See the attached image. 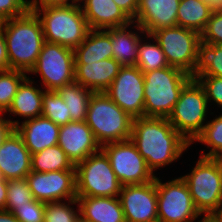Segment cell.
<instances>
[{
    "label": "cell",
    "instance_id": "9a60e30c",
    "mask_svg": "<svg viewBox=\"0 0 222 222\" xmlns=\"http://www.w3.org/2000/svg\"><path fill=\"white\" fill-rule=\"evenodd\" d=\"M119 199L126 222H158L156 179L122 186Z\"/></svg>",
    "mask_w": 222,
    "mask_h": 222
},
{
    "label": "cell",
    "instance_id": "ab89813d",
    "mask_svg": "<svg viewBox=\"0 0 222 222\" xmlns=\"http://www.w3.org/2000/svg\"><path fill=\"white\" fill-rule=\"evenodd\" d=\"M124 13L133 20L136 17L138 9V0H113Z\"/></svg>",
    "mask_w": 222,
    "mask_h": 222
},
{
    "label": "cell",
    "instance_id": "2e32d148",
    "mask_svg": "<svg viewBox=\"0 0 222 222\" xmlns=\"http://www.w3.org/2000/svg\"><path fill=\"white\" fill-rule=\"evenodd\" d=\"M58 145L74 166L101 150V145L85 121H71L60 126Z\"/></svg>",
    "mask_w": 222,
    "mask_h": 222
},
{
    "label": "cell",
    "instance_id": "681fc988",
    "mask_svg": "<svg viewBox=\"0 0 222 222\" xmlns=\"http://www.w3.org/2000/svg\"><path fill=\"white\" fill-rule=\"evenodd\" d=\"M215 159L218 161V163L221 167V170H222V154L218 155Z\"/></svg>",
    "mask_w": 222,
    "mask_h": 222
},
{
    "label": "cell",
    "instance_id": "277c9868",
    "mask_svg": "<svg viewBox=\"0 0 222 222\" xmlns=\"http://www.w3.org/2000/svg\"><path fill=\"white\" fill-rule=\"evenodd\" d=\"M144 117L168 118L183 87L192 79L185 71L167 66L144 72Z\"/></svg>",
    "mask_w": 222,
    "mask_h": 222
},
{
    "label": "cell",
    "instance_id": "7bdbcfd3",
    "mask_svg": "<svg viewBox=\"0 0 222 222\" xmlns=\"http://www.w3.org/2000/svg\"><path fill=\"white\" fill-rule=\"evenodd\" d=\"M9 60L7 56L6 41L0 24V71L9 70Z\"/></svg>",
    "mask_w": 222,
    "mask_h": 222
},
{
    "label": "cell",
    "instance_id": "5bb4252c",
    "mask_svg": "<svg viewBox=\"0 0 222 222\" xmlns=\"http://www.w3.org/2000/svg\"><path fill=\"white\" fill-rule=\"evenodd\" d=\"M26 180L35 200L48 203L77 198L75 170L31 171Z\"/></svg>",
    "mask_w": 222,
    "mask_h": 222
},
{
    "label": "cell",
    "instance_id": "8fae6325",
    "mask_svg": "<svg viewBox=\"0 0 222 222\" xmlns=\"http://www.w3.org/2000/svg\"><path fill=\"white\" fill-rule=\"evenodd\" d=\"M159 43L169 66L191 74L196 64L201 36L198 32L180 27L161 28L151 34Z\"/></svg>",
    "mask_w": 222,
    "mask_h": 222
},
{
    "label": "cell",
    "instance_id": "d6986e66",
    "mask_svg": "<svg viewBox=\"0 0 222 222\" xmlns=\"http://www.w3.org/2000/svg\"><path fill=\"white\" fill-rule=\"evenodd\" d=\"M31 154L58 144L60 126L43 116L18 121L8 119Z\"/></svg>",
    "mask_w": 222,
    "mask_h": 222
},
{
    "label": "cell",
    "instance_id": "4fadbf2b",
    "mask_svg": "<svg viewBox=\"0 0 222 222\" xmlns=\"http://www.w3.org/2000/svg\"><path fill=\"white\" fill-rule=\"evenodd\" d=\"M104 92L133 119L144 117V77L136 65L121 66Z\"/></svg>",
    "mask_w": 222,
    "mask_h": 222
},
{
    "label": "cell",
    "instance_id": "e575fe53",
    "mask_svg": "<svg viewBox=\"0 0 222 222\" xmlns=\"http://www.w3.org/2000/svg\"><path fill=\"white\" fill-rule=\"evenodd\" d=\"M34 200L26 178L7 181L6 211H11L15 206L28 205Z\"/></svg>",
    "mask_w": 222,
    "mask_h": 222
},
{
    "label": "cell",
    "instance_id": "603a6c76",
    "mask_svg": "<svg viewBox=\"0 0 222 222\" xmlns=\"http://www.w3.org/2000/svg\"><path fill=\"white\" fill-rule=\"evenodd\" d=\"M83 222H126L119 197H77Z\"/></svg>",
    "mask_w": 222,
    "mask_h": 222
},
{
    "label": "cell",
    "instance_id": "3957f363",
    "mask_svg": "<svg viewBox=\"0 0 222 222\" xmlns=\"http://www.w3.org/2000/svg\"><path fill=\"white\" fill-rule=\"evenodd\" d=\"M33 11L40 19L45 41L50 43L74 50L91 30L79 3L44 6Z\"/></svg>",
    "mask_w": 222,
    "mask_h": 222
},
{
    "label": "cell",
    "instance_id": "ee69618b",
    "mask_svg": "<svg viewBox=\"0 0 222 222\" xmlns=\"http://www.w3.org/2000/svg\"><path fill=\"white\" fill-rule=\"evenodd\" d=\"M7 198V180L0 177V210H5Z\"/></svg>",
    "mask_w": 222,
    "mask_h": 222
},
{
    "label": "cell",
    "instance_id": "f35d334b",
    "mask_svg": "<svg viewBox=\"0 0 222 222\" xmlns=\"http://www.w3.org/2000/svg\"><path fill=\"white\" fill-rule=\"evenodd\" d=\"M31 11V0H0V22Z\"/></svg>",
    "mask_w": 222,
    "mask_h": 222
},
{
    "label": "cell",
    "instance_id": "60d3db41",
    "mask_svg": "<svg viewBox=\"0 0 222 222\" xmlns=\"http://www.w3.org/2000/svg\"><path fill=\"white\" fill-rule=\"evenodd\" d=\"M4 113H0V147L3 145L4 141L8 136L15 130L13 124L6 119Z\"/></svg>",
    "mask_w": 222,
    "mask_h": 222
},
{
    "label": "cell",
    "instance_id": "7a4b0ae2",
    "mask_svg": "<svg viewBox=\"0 0 222 222\" xmlns=\"http://www.w3.org/2000/svg\"><path fill=\"white\" fill-rule=\"evenodd\" d=\"M10 69L29 73L45 42L40 19L34 11L1 21Z\"/></svg>",
    "mask_w": 222,
    "mask_h": 222
},
{
    "label": "cell",
    "instance_id": "9c48e42d",
    "mask_svg": "<svg viewBox=\"0 0 222 222\" xmlns=\"http://www.w3.org/2000/svg\"><path fill=\"white\" fill-rule=\"evenodd\" d=\"M74 51L57 43L45 41L39 57L30 70L40 75L45 91H57L59 88L75 82Z\"/></svg>",
    "mask_w": 222,
    "mask_h": 222
},
{
    "label": "cell",
    "instance_id": "6da1fadb",
    "mask_svg": "<svg viewBox=\"0 0 222 222\" xmlns=\"http://www.w3.org/2000/svg\"><path fill=\"white\" fill-rule=\"evenodd\" d=\"M130 140L153 172L176 162L191 144L172 126L168 118L140 117L132 121Z\"/></svg>",
    "mask_w": 222,
    "mask_h": 222
},
{
    "label": "cell",
    "instance_id": "30bf717a",
    "mask_svg": "<svg viewBox=\"0 0 222 222\" xmlns=\"http://www.w3.org/2000/svg\"><path fill=\"white\" fill-rule=\"evenodd\" d=\"M155 179L158 222H196L202 217L196 210L188 186L181 176L165 183L160 177L155 176Z\"/></svg>",
    "mask_w": 222,
    "mask_h": 222
},
{
    "label": "cell",
    "instance_id": "e0dca14e",
    "mask_svg": "<svg viewBox=\"0 0 222 222\" xmlns=\"http://www.w3.org/2000/svg\"><path fill=\"white\" fill-rule=\"evenodd\" d=\"M180 0H138L137 23L146 34L161 28L177 26V12Z\"/></svg>",
    "mask_w": 222,
    "mask_h": 222
},
{
    "label": "cell",
    "instance_id": "7dc6e473",
    "mask_svg": "<svg viewBox=\"0 0 222 222\" xmlns=\"http://www.w3.org/2000/svg\"><path fill=\"white\" fill-rule=\"evenodd\" d=\"M213 5L215 8H222V0H205Z\"/></svg>",
    "mask_w": 222,
    "mask_h": 222
},
{
    "label": "cell",
    "instance_id": "d4e9b609",
    "mask_svg": "<svg viewBox=\"0 0 222 222\" xmlns=\"http://www.w3.org/2000/svg\"><path fill=\"white\" fill-rule=\"evenodd\" d=\"M73 51L74 62H97L113 58L110 32L107 29H91Z\"/></svg>",
    "mask_w": 222,
    "mask_h": 222
},
{
    "label": "cell",
    "instance_id": "ba28073f",
    "mask_svg": "<svg viewBox=\"0 0 222 222\" xmlns=\"http://www.w3.org/2000/svg\"><path fill=\"white\" fill-rule=\"evenodd\" d=\"M77 197H119L122 185L100 150L75 165Z\"/></svg>",
    "mask_w": 222,
    "mask_h": 222
},
{
    "label": "cell",
    "instance_id": "1f68e13d",
    "mask_svg": "<svg viewBox=\"0 0 222 222\" xmlns=\"http://www.w3.org/2000/svg\"><path fill=\"white\" fill-rule=\"evenodd\" d=\"M42 116L59 126L72 121L68 107L57 91H46L43 94Z\"/></svg>",
    "mask_w": 222,
    "mask_h": 222
},
{
    "label": "cell",
    "instance_id": "484cf974",
    "mask_svg": "<svg viewBox=\"0 0 222 222\" xmlns=\"http://www.w3.org/2000/svg\"><path fill=\"white\" fill-rule=\"evenodd\" d=\"M215 7L205 0H180L177 26L201 34Z\"/></svg>",
    "mask_w": 222,
    "mask_h": 222
},
{
    "label": "cell",
    "instance_id": "8d00e7d4",
    "mask_svg": "<svg viewBox=\"0 0 222 222\" xmlns=\"http://www.w3.org/2000/svg\"><path fill=\"white\" fill-rule=\"evenodd\" d=\"M45 202L34 200L28 205L15 206L10 212L20 222H43Z\"/></svg>",
    "mask_w": 222,
    "mask_h": 222
},
{
    "label": "cell",
    "instance_id": "836d02e7",
    "mask_svg": "<svg viewBox=\"0 0 222 222\" xmlns=\"http://www.w3.org/2000/svg\"><path fill=\"white\" fill-rule=\"evenodd\" d=\"M26 77L27 73L20 70L0 71V113L6 114L19 85Z\"/></svg>",
    "mask_w": 222,
    "mask_h": 222
},
{
    "label": "cell",
    "instance_id": "f6af8a7d",
    "mask_svg": "<svg viewBox=\"0 0 222 222\" xmlns=\"http://www.w3.org/2000/svg\"><path fill=\"white\" fill-rule=\"evenodd\" d=\"M0 222H20L10 211L0 210Z\"/></svg>",
    "mask_w": 222,
    "mask_h": 222
},
{
    "label": "cell",
    "instance_id": "f1b7e54d",
    "mask_svg": "<svg viewBox=\"0 0 222 222\" xmlns=\"http://www.w3.org/2000/svg\"><path fill=\"white\" fill-rule=\"evenodd\" d=\"M61 170H75V166L58 144L32 154L31 171L46 173Z\"/></svg>",
    "mask_w": 222,
    "mask_h": 222
},
{
    "label": "cell",
    "instance_id": "f546056e",
    "mask_svg": "<svg viewBox=\"0 0 222 222\" xmlns=\"http://www.w3.org/2000/svg\"><path fill=\"white\" fill-rule=\"evenodd\" d=\"M136 66L143 73L169 66L162 48L150 34H146L138 44V60Z\"/></svg>",
    "mask_w": 222,
    "mask_h": 222
},
{
    "label": "cell",
    "instance_id": "83f0119b",
    "mask_svg": "<svg viewBox=\"0 0 222 222\" xmlns=\"http://www.w3.org/2000/svg\"><path fill=\"white\" fill-rule=\"evenodd\" d=\"M57 92L66 103L71 120L85 121L93 91L73 82L59 88Z\"/></svg>",
    "mask_w": 222,
    "mask_h": 222
},
{
    "label": "cell",
    "instance_id": "c3c4849f",
    "mask_svg": "<svg viewBox=\"0 0 222 222\" xmlns=\"http://www.w3.org/2000/svg\"><path fill=\"white\" fill-rule=\"evenodd\" d=\"M197 222H217L213 216L201 217Z\"/></svg>",
    "mask_w": 222,
    "mask_h": 222
},
{
    "label": "cell",
    "instance_id": "4dcf8cb0",
    "mask_svg": "<svg viewBox=\"0 0 222 222\" xmlns=\"http://www.w3.org/2000/svg\"><path fill=\"white\" fill-rule=\"evenodd\" d=\"M195 143H201L206 145L209 152L201 151L199 156L216 158L222 154V113L215 115L213 120L207 121L203 132L195 139Z\"/></svg>",
    "mask_w": 222,
    "mask_h": 222
},
{
    "label": "cell",
    "instance_id": "44dd1931",
    "mask_svg": "<svg viewBox=\"0 0 222 222\" xmlns=\"http://www.w3.org/2000/svg\"><path fill=\"white\" fill-rule=\"evenodd\" d=\"M90 29H108L130 24L132 20L113 0H79Z\"/></svg>",
    "mask_w": 222,
    "mask_h": 222
},
{
    "label": "cell",
    "instance_id": "5b68a950",
    "mask_svg": "<svg viewBox=\"0 0 222 222\" xmlns=\"http://www.w3.org/2000/svg\"><path fill=\"white\" fill-rule=\"evenodd\" d=\"M132 121L133 118L114 103L105 92H93L85 122L101 146L129 140Z\"/></svg>",
    "mask_w": 222,
    "mask_h": 222
},
{
    "label": "cell",
    "instance_id": "4316f807",
    "mask_svg": "<svg viewBox=\"0 0 222 222\" xmlns=\"http://www.w3.org/2000/svg\"><path fill=\"white\" fill-rule=\"evenodd\" d=\"M200 75L222 77V45L199 42L196 64L190 76L196 79Z\"/></svg>",
    "mask_w": 222,
    "mask_h": 222
},
{
    "label": "cell",
    "instance_id": "ffe728a7",
    "mask_svg": "<svg viewBox=\"0 0 222 222\" xmlns=\"http://www.w3.org/2000/svg\"><path fill=\"white\" fill-rule=\"evenodd\" d=\"M120 68L121 65L113 58L97 62H75V82L93 92H104Z\"/></svg>",
    "mask_w": 222,
    "mask_h": 222
},
{
    "label": "cell",
    "instance_id": "d590c367",
    "mask_svg": "<svg viewBox=\"0 0 222 222\" xmlns=\"http://www.w3.org/2000/svg\"><path fill=\"white\" fill-rule=\"evenodd\" d=\"M200 36L201 41L207 44L222 45V8H215L213 10Z\"/></svg>",
    "mask_w": 222,
    "mask_h": 222
},
{
    "label": "cell",
    "instance_id": "52a82bcc",
    "mask_svg": "<svg viewBox=\"0 0 222 222\" xmlns=\"http://www.w3.org/2000/svg\"><path fill=\"white\" fill-rule=\"evenodd\" d=\"M197 160L191 172L181 177L200 215L213 216L222 203V170L215 158L200 156Z\"/></svg>",
    "mask_w": 222,
    "mask_h": 222
},
{
    "label": "cell",
    "instance_id": "bcb514c9",
    "mask_svg": "<svg viewBox=\"0 0 222 222\" xmlns=\"http://www.w3.org/2000/svg\"><path fill=\"white\" fill-rule=\"evenodd\" d=\"M213 217L217 220V222H222V203L219 206L217 212L213 215Z\"/></svg>",
    "mask_w": 222,
    "mask_h": 222
},
{
    "label": "cell",
    "instance_id": "7c38bea8",
    "mask_svg": "<svg viewBox=\"0 0 222 222\" xmlns=\"http://www.w3.org/2000/svg\"><path fill=\"white\" fill-rule=\"evenodd\" d=\"M122 186L143 184L155 179L136 145L129 139L101 146Z\"/></svg>",
    "mask_w": 222,
    "mask_h": 222
},
{
    "label": "cell",
    "instance_id": "74e56055",
    "mask_svg": "<svg viewBox=\"0 0 222 222\" xmlns=\"http://www.w3.org/2000/svg\"><path fill=\"white\" fill-rule=\"evenodd\" d=\"M196 79L205 90L209 106L216 104L222 109V77L200 75Z\"/></svg>",
    "mask_w": 222,
    "mask_h": 222
},
{
    "label": "cell",
    "instance_id": "8992f818",
    "mask_svg": "<svg viewBox=\"0 0 222 222\" xmlns=\"http://www.w3.org/2000/svg\"><path fill=\"white\" fill-rule=\"evenodd\" d=\"M203 86L197 79H191L182 89L180 97L168 121L190 144L203 132L209 111ZM209 112V113H208ZM208 115V116H207ZM207 120V121H206Z\"/></svg>",
    "mask_w": 222,
    "mask_h": 222
},
{
    "label": "cell",
    "instance_id": "cb8c5ba5",
    "mask_svg": "<svg viewBox=\"0 0 222 222\" xmlns=\"http://www.w3.org/2000/svg\"><path fill=\"white\" fill-rule=\"evenodd\" d=\"M36 83L29 76L21 82L7 114L18 115L23 121L42 116V97L46 91Z\"/></svg>",
    "mask_w": 222,
    "mask_h": 222
},
{
    "label": "cell",
    "instance_id": "ac0fdd59",
    "mask_svg": "<svg viewBox=\"0 0 222 222\" xmlns=\"http://www.w3.org/2000/svg\"><path fill=\"white\" fill-rule=\"evenodd\" d=\"M32 154L14 130L0 147V176L13 180L26 178L31 172Z\"/></svg>",
    "mask_w": 222,
    "mask_h": 222
},
{
    "label": "cell",
    "instance_id": "b9f144b4",
    "mask_svg": "<svg viewBox=\"0 0 222 222\" xmlns=\"http://www.w3.org/2000/svg\"><path fill=\"white\" fill-rule=\"evenodd\" d=\"M79 3V0H31L32 11L44 6H60Z\"/></svg>",
    "mask_w": 222,
    "mask_h": 222
},
{
    "label": "cell",
    "instance_id": "d6a6232c",
    "mask_svg": "<svg viewBox=\"0 0 222 222\" xmlns=\"http://www.w3.org/2000/svg\"><path fill=\"white\" fill-rule=\"evenodd\" d=\"M72 205V206H71ZM76 206V210L74 208ZM43 222H78L80 210L77 198L45 203Z\"/></svg>",
    "mask_w": 222,
    "mask_h": 222
},
{
    "label": "cell",
    "instance_id": "7402d4cb",
    "mask_svg": "<svg viewBox=\"0 0 222 222\" xmlns=\"http://www.w3.org/2000/svg\"><path fill=\"white\" fill-rule=\"evenodd\" d=\"M107 30L110 32L113 59L121 66L136 65L138 44L146 32L133 21L126 26L108 28Z\"/></svg>",
    "mask_w": 222,
    "mask_h": 222
}]
</instances>
